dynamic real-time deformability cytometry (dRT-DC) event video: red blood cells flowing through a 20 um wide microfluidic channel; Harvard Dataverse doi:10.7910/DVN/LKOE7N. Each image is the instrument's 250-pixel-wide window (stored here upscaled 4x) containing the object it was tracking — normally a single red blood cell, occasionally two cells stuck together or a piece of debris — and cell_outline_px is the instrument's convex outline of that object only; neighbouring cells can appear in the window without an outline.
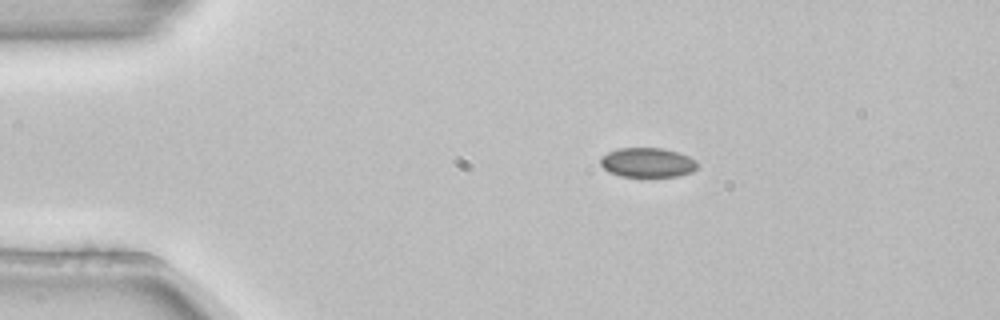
{"species": "common noctule bat (a hibernating species)", "species_latin": "Nyctalus noctula", "temperature_condition": "room temperature", "stored_images_in_passage": 4, "camera_frame_rate_fps": 3000, "um_per_image_px": 0.085, "animal": {"sex": "female", "body_mass_g": 22.7, "forearm_length_mm": 54.2}, "frame": {"image": 1, "passage_image": 2, "time_ms": 0.333, "image_size_px": [1000, 320], "cell_outline_px": [[696, 168], [692, 172], [676, 176], [620, 176], [608, 172], [600, 164], [600, 156], [608, 152], [620, 148], [664, 148], [680, 152], [696, 160]], "centroid_in_image_um": [55.01, 13.8], "position_along_channel_um": 30.0, "area_um2": 16.7}}
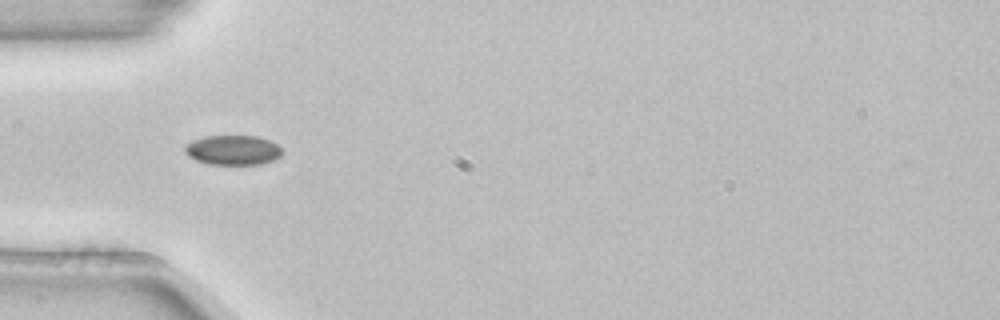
{"frame": {"image": 2, "passage_image": 4, "time_ms": 1.0, "image_size_px": [1000, 320], "cell_outline_px": [[284, 152], [280, 156], [272, 160], [260, 164], [208, 164], [196, 160], [188, 156], [184, 152], [184, 144], [192, 140], [204, 136], [260, 136], [272, 140]], "centroid_in_image_um": [19.78, 12.74], "position_along_channel_um": 65.2, "area_um2": 17.05}}